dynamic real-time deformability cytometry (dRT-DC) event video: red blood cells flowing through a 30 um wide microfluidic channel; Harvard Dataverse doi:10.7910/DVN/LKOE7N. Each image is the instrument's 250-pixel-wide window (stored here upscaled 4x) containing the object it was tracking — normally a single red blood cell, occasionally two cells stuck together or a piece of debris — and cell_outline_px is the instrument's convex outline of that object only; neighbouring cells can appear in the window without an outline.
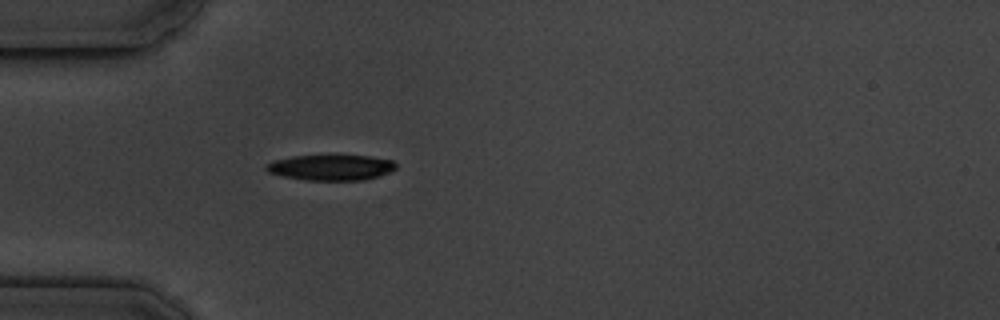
{"species": "common noctule bat (a hibernating species)", "species_latin": "Nyctalus noctula", "temperature_condition": "cold", "stored_images_in_passage": 1, "camera_frame_rate_fps": 3000, "um_per_image_px": 0.085, "animal": {"sex": "male", "body_mass_g": 19.5, "forearm_length_mm": 54.6}, "frame": {"image": 1, "passage_image": 1, "time_ms": 0.0, "image_size_px": [1000, 320], "cell_outline_px": [[396, 168], [388, 172], [364, 180], [308, 180], [284, 176], [268, 172], [264, 168], [264, 164], [272, 160], [292, 156], [332, 152], [368, 156], [392, 160], [396, 164]], "centroid_in_image_um": [28.08, 14.17], "position_along_channel_um": 56.9, "area_um2": 20.23}}